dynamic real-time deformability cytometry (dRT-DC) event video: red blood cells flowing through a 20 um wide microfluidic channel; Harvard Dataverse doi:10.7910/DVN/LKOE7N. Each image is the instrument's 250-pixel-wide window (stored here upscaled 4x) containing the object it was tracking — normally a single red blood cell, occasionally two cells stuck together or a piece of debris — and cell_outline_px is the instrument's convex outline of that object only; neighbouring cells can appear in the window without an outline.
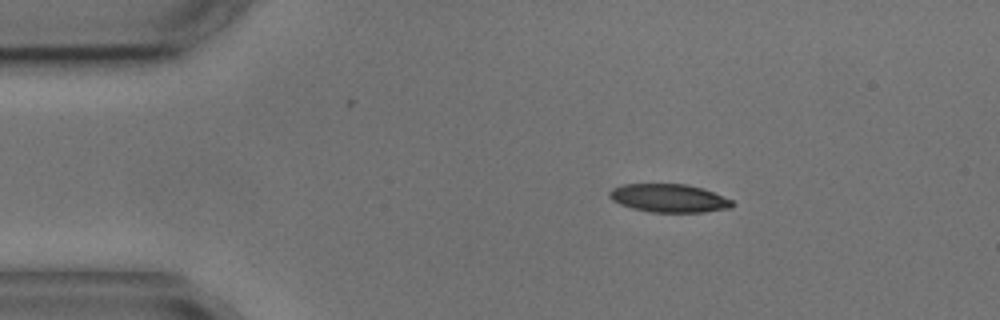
{"species": "common noctule bat (a hibernating species)", "species_latin": "Nyctalus noctula", "temperature_condition": "cold", "stored_images_in_passage": 3, "camera_frame_rate_fps": 3000, "um_per_image_px": 0.085, "animal": {"sex": "male", "body_mass_g": 17.9, "forearm_length_mm": 54.2}, "frame": {"image": 1, "passage_image": 1, "time_ms": 0.0, "image_size_px": [1000, 320], "cell_outline_px": [[736, 204], [732, 208], [704, 212], [652, 212], [632, 208], [620, 204], [612, 200], [608, 196], [608, 192], [612, 188], [624, 184], [688, 184], [704, 188], [732, 200]], "centroid_in_image_um": [56.88, 16.84], "position_along_channel_um": 28.1, "area_um2": 20.4}}
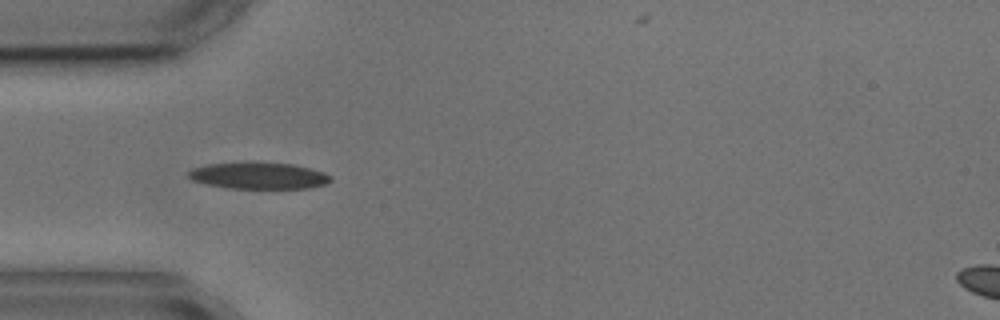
{"frame": {"image": 2, "passage_image": 2, "time_ms": 2.333, "image_size_px": [1000, 320], "cell_outline_px": [[332, 180], [324, 184], [308, 188], [232, 188], [208, 184], [192, 180], [188, 176], [188, 172], [192, 168], [208, 164], [292, 164], [324, 172], [332, 176]], "centroid_in_image_um": [22.01, 14.96], "position_along_channel_um": 63.0, "area_um2": 21.15}}